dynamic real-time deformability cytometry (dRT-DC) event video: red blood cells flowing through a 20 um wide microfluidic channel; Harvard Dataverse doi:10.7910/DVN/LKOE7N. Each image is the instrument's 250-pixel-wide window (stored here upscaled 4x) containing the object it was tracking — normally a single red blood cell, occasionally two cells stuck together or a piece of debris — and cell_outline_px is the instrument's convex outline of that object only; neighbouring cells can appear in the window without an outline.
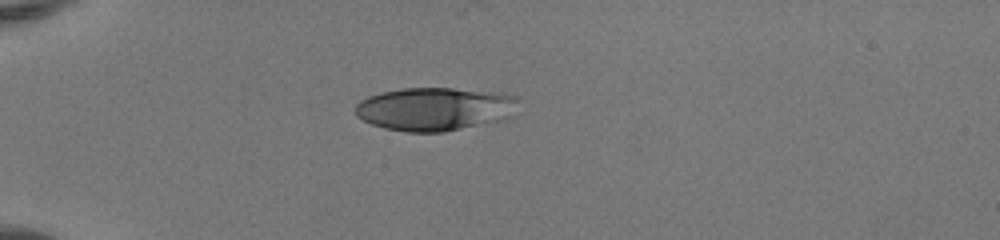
{"species": "human", "species_latin": "Homo sapiens", "temperature_condition": "room temperature", "stored_images_in_passage": 8, "camera_frame_rate_fps": 3000, "um_per_image_px": 0.085, "donor": {"sex": "female"}, "frame": {"image": 1, "passage_image": 1, "time_ms": 0.0, "image_size_px": [1000, 240], "cell_outline_px": [[516, 100], [512, 116], [508, 120], [444, 132], [408, 132], [384, 128], [372, 124], [356, 116], [356, 104], [360, 100], [368, 96], [380, 92], [404, 88], [452, 88], [500, 92], [516, 96]], "centroid_in_image_um": [36.98, 9.27], "position_along_channel_um": 48.0, "area_um2": 41.5}}
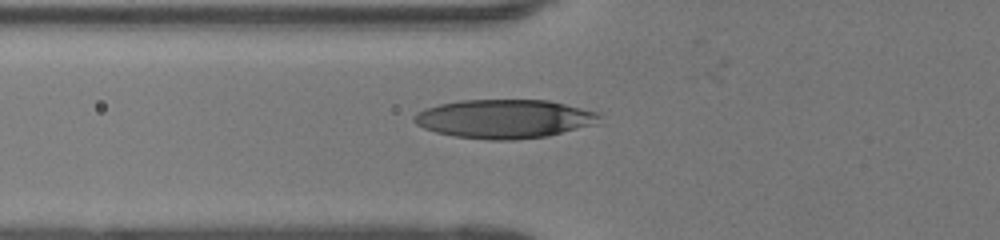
{"frame": {"image": 2, "passage_image": 6, "time_ms": 1.667, "image_size_px": [1000, 240], "cell_outline_px": [[600, 116], [596, 124], [548, 136], [512, 140], [488, 140], [456, 136], [436, 132], [424, 128], [416, 124], [412, 120], [412, 116], [416, 112], [424, 108], [440, 104], [460, 100], [548, 100], [596, 112]], "centroid_in_image_um": [42.82, 10.1], "position_along_channel_um": 83.0, "area_um2": 41.79}}